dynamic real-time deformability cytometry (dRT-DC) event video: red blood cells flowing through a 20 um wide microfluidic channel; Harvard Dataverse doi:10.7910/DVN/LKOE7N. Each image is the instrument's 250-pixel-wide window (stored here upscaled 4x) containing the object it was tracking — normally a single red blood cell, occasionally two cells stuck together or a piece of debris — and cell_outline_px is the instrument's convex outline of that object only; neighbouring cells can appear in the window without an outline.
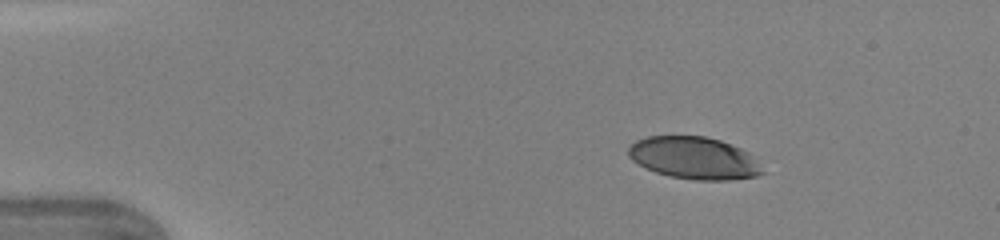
{"species": "human", "species_latin": "Homo sapiens", "temperature_condition": "warm", "stored_images_in_passage": 40, "camera_frame_rate_fps": 3000, "um_per_image_px": 0.085, "donor": {"sex": "female"}, "frame": {"image": 1, "passage_image": 1, "time_ms": 0.0, "image_size_px": [1000, 240], "cell_outline_px": [[764, 172], [756, 176], [728, 180], [696, 180], [668, 176], [656, 172], [632, 160], [628, 156], [628, 148], [636, 140], [648, 136], [704, 136], [720, 140], [740, 148], [748, 152]], "centroid_in_image_um": [58.97, 13.43], "position_along_channel_um": 26.0, "area_um2": 32.66}}
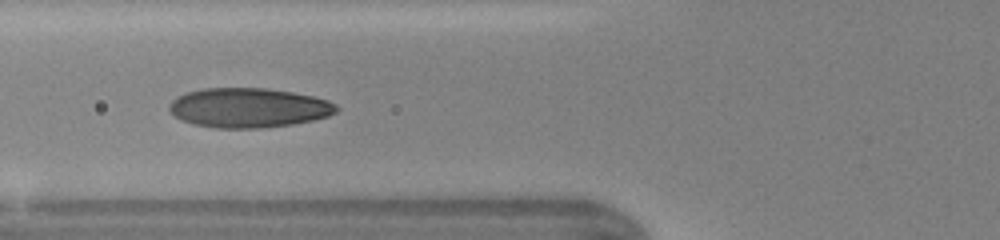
{"frame": {"image": 2, "passage_image": 12, "time_ms": 3.667, "image_size_px": [1000, 240], "cell_outline_px": [[340, 108], [336, 112], [328, 116], [312, 120], [292, 124], [260, 128], [216, 128], [192, 124], [180, 120], [168, 108], [168, 104], [176, 96], [184, 92], [204, 88], [264, 88], [292, 92], [312, 96], [328, 100], [336, 104]], "centroid_in_image_um": [21.1, 9.16], "position_along_channel_um": 104.7, "area_um2": 38.73}}
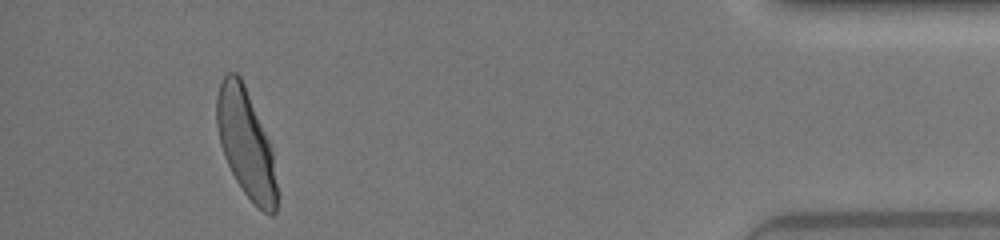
{"frame": {"image": 3, "passage_image": 37, "time_ms": 12.0, "image_size_px": [1000, 240], "cell_outline_px": [[276, 212], [272, 216], [264, 212], [244, 192], [236, 180], [224, 156], [220, 144], [216, 124], [216, 96], [220, 84], [224, 76], [228, 72], [236, 72], [240, 76], [244, 84], [268, 140], [272, 152], [276, 184]], "centroid_in_image_um": [20.87, 12.16], "position_along_channel_um": 414.3, "area_um2": 37.11}, "authors_computed_cell_mechanics": {"area_um2": 37.4255, "velocity_mm_per_s": 4.3633, "shape_relaxation_time_tau1_ms": 2.638, "shape_relaxation_time_tau2_ms": null, "deformation_change_tau1": 0.163, "deformation_change_tau2": null}}